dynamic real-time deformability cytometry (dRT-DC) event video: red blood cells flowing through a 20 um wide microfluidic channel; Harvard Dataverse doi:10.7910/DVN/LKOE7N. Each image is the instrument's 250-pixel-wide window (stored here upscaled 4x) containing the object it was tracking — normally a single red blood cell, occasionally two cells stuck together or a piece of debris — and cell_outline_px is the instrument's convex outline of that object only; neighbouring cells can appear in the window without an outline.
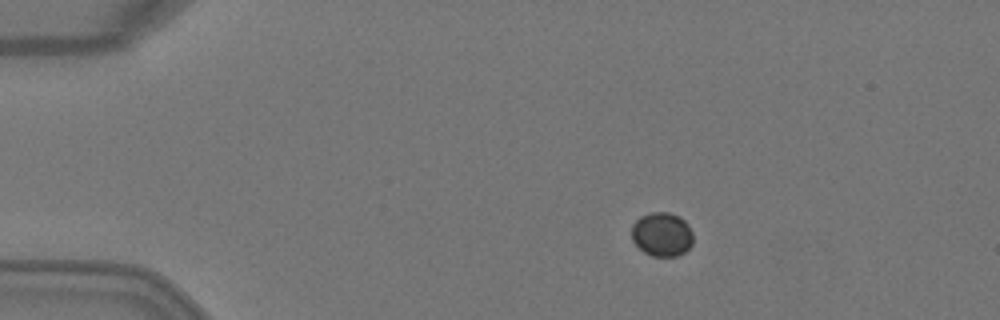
{"species": "Egyptian fruit bat (a non-hibernating species)", "species_latin": "Rousettus aegyptiacus", "temperature_condition": "warm", "stored_images_in_passage": 7, "camera_frame_rate_fps": 3000, "um_per_image_px": 0.085, "animal": {"sex": "female"}, "frame": {"image": 1, "passage_image": 3, "time_ms": 0.667, "image_size_px": [1000, 320], "cell_outline_px": [[692, 244], [684, 252], [676, 256], [652, 256], [644, 252], [632, 240], [632, 224], [640, 216], [652, 212], [668, 212], [680, 216], [688, 224], [692, 232]], "centroid_in_image_um": [56.26, 19.9], "position_along_channel_um": 28.7, "area_um2": 15.78}}
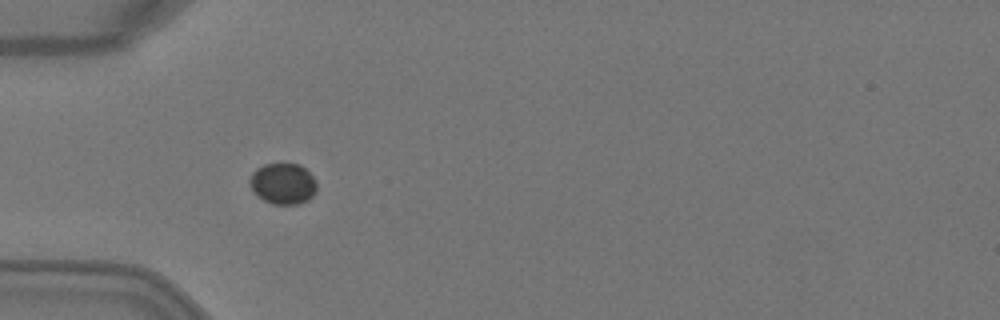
{"frame": {"image": 2, "passage_image": 5, "time_ms": 1.333, "image_size_px": [1000, 320], "cell_outline_px": [[316, 192], [308, 200], [300, 204], [272, 204], [264, 200], [252, 188], [248, 180], [252, 172], [256, 168], [264, 164], [300, 164], [316, 180]], "centroid_in_image_um": [24.06, 15.61], "position_along_channel_um": 60.9, "area_um2": 15.95}}
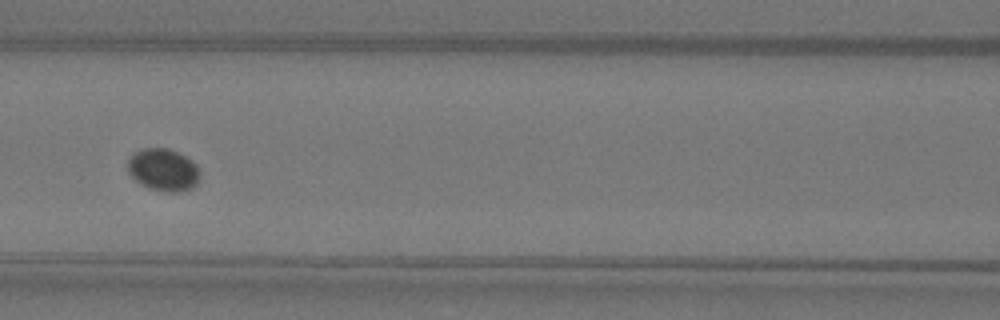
{"frame": {"image": 3, "passage_image": 7, "time_ms": 2.0, "image_size_px": [1000, 320], "cell_outline_px": [[200, 176], [196, 184], [192, 188], [176, 192], [168, 192], [148, 188], [140, 184], [128, 172], [128, 160], [132, 152], [140, 148], [168, 148], [192, 160], [196, 164], [200, 172]], "centroid_in_image_um": [13.86, 14.42], "position_along_channel_um": 152.7, "area_um2": 17.92}}